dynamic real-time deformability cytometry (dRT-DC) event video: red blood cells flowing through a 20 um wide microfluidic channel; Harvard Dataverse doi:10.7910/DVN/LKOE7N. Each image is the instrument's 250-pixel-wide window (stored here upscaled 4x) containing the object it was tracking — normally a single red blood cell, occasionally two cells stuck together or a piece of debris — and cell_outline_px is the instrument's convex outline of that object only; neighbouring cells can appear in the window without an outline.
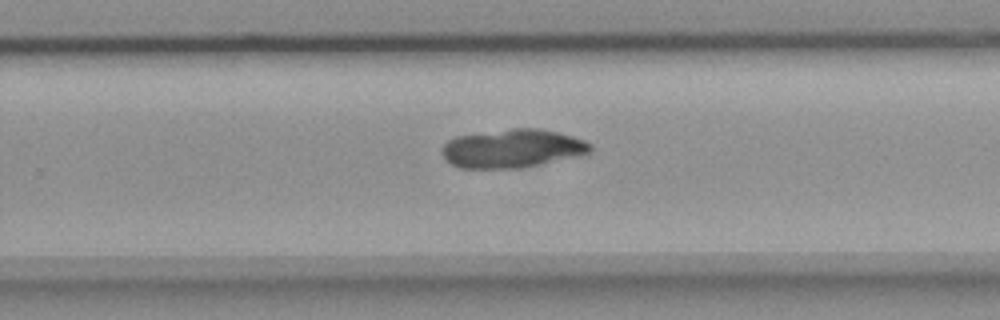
{"species": "common noctule bat (a hibernating species)", "species_latin": "Nyctalus noctula", "temperature_condition": "room temperature", "stored_images_in_passage": 54, "camera_frame_rate_fps": 3000, "um_per_image_px": 0.085, "animal": {"sex": "female", "body_mass_g": 18.4}, "frame": {"image": 1, "passage_image": 35, "time_ms": 11.333, "image_size_px": [1000, 320], "cell_outline_px": [[592, 152], [540, 164], [520, 168], [460, 168], [452, 164], [440, 152], [444, 144], [448, 140], [456, 136], [512, 128], [540, 128], [560, 132], [584, 140], [592, 144]], "centroid_in_image_um": [43.56, 12.61], "position_along_channel_um": 286.2, "area_um2": 33.23}}
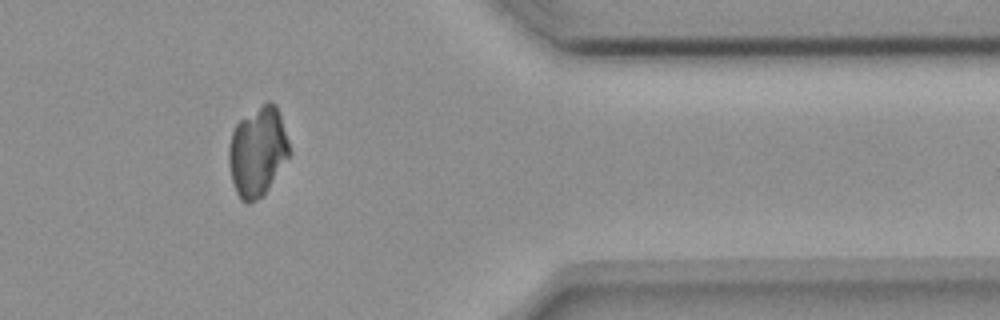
{"frame": {"image": 2, "passage_image": 45, "time_ms": 14.667, "image_size_px": [1000, 320], "cell_outline_px": [[292, 152], [264, 196], [248, 204], [244, 204], [240, 200], [232, 184], [228, 164], [228, 148], [232, 132], [236, 124], [240, 120], [268, 100], [272, 100], [276, 104]], "centroid_in_image_um": [21.89, 12.93], "position_along_channel_um": 389.5, "area_um2": 32.02}}
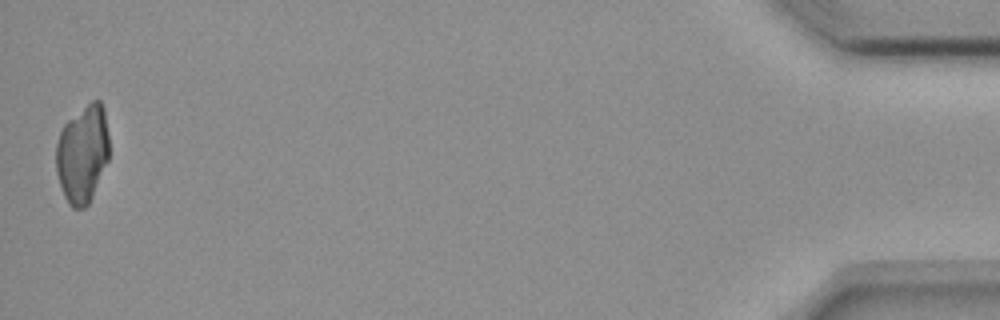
{"frame": {"image": 3, "passage_image": 54, "time_ms": 17.667, "image_size_px": [1000, 320], "cell_outline_px": [[108, 160], [92, 196], [88, 204], [84, 208], [72, 208], [68, 204], [64, 196], [56, 172], [56, 144], [60, 132], [64, 124], [68, 120], [92, 100], [100, 100], [104, 108], [108, 132]], "centroid_in_image_um": [7.01, 13.08], "position_along_channel_um": 428.2, "area_um2": 30.17}}